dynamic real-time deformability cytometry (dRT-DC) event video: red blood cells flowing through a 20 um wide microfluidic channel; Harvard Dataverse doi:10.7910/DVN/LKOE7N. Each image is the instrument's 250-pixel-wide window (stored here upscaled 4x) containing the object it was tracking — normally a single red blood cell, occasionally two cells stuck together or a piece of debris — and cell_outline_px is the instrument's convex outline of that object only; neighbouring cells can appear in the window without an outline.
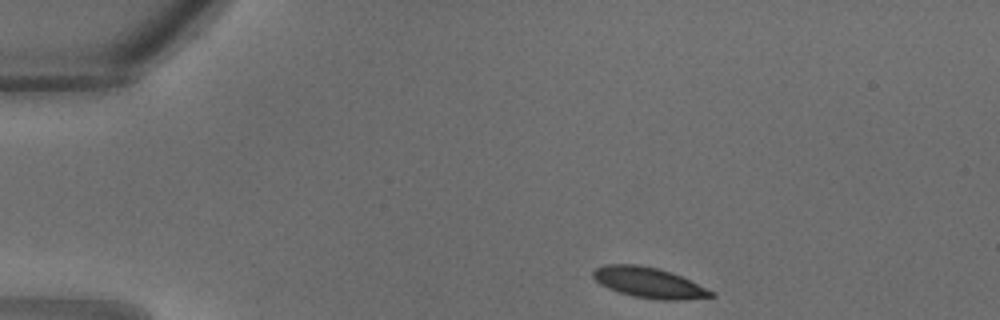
{"species": "common noctule bat (a hibernating species)", "species_latin": "Nyctalus noctula", "temperature_condition": "warm", "stored_images_in_passage": 28, "camera_frame_rate_fps": 3000, "um_per_image_px": 0.085, "animal": {"sex": "male", "body_mass_g": 18.8}, "frame": {"image": 1, "passage_image": 1, "time_ms": 0.0, "image_size_px": [1000, 320], "cell_outline_px": [[716, 296], [680, 300], [660, 300], [632, 296], [608, 288], [600, 284], [592, 276], [592, 272], [596, 268], [608, 264], [636, 264], [660, 268], [680, 276], [712, 292]], "centroid_in_image_um": [55.1, 24.02], "position_along_channel_um": 29.9, "area_um2": 20.63}}
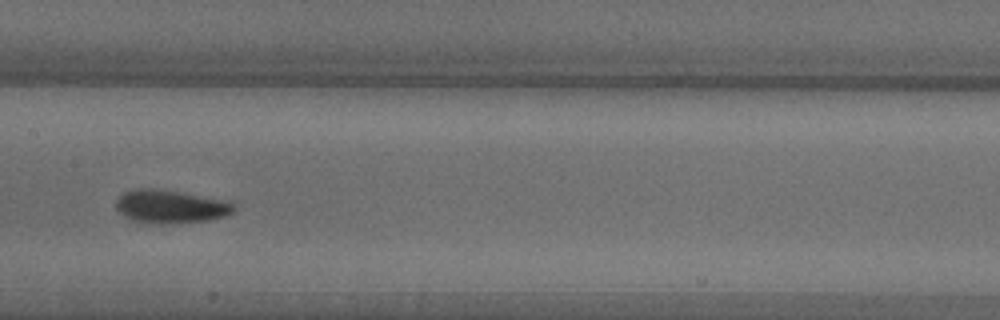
{"frame": {"image": 2, "passage_image": 12, "time_ms": 3.667, "image_size_px": [1000, 320], "cell_outline_px": [[236, 208], [232, 212], [224, 216], [204, 220], [164, 224], [160, 224], [132, 220], [124, 216], [116, 208], [116, 200], [124, 192], [136, 188], [152, 188], [180, 192], [228, 200], [236, 204]], "centroid_in_image_um": [14.5, 17.54], "position_along_channel_um": 192.9, "area_um2": 22.72}}
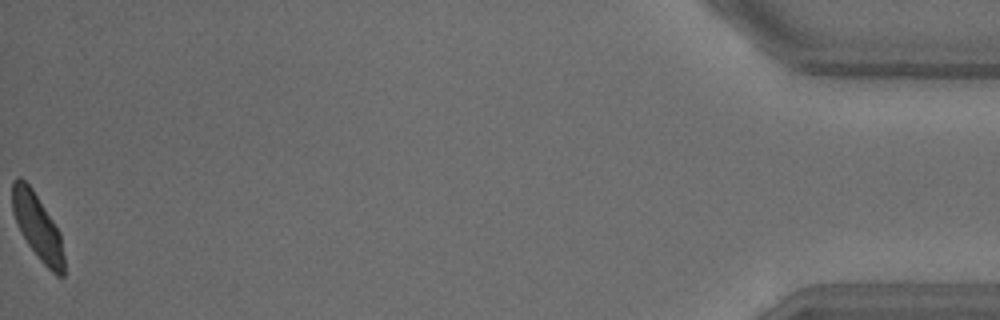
{"frame": {"image": 3, "passage_image": 28, "time_ms": 9.0, "image_size_px": [1000, 320], "cell_outline_px": [[64, 276], [56, 276], [40, 260], [28, 244], [20, 232], [12, 212], [12, 180], [16, 176], [20, 176], [32, 188], [60, 232], [64, 256]], "centroid_in_image_um": [3.17, 19.25], "position_along_channel_um": 432.0, "area_um2": 19.83}}